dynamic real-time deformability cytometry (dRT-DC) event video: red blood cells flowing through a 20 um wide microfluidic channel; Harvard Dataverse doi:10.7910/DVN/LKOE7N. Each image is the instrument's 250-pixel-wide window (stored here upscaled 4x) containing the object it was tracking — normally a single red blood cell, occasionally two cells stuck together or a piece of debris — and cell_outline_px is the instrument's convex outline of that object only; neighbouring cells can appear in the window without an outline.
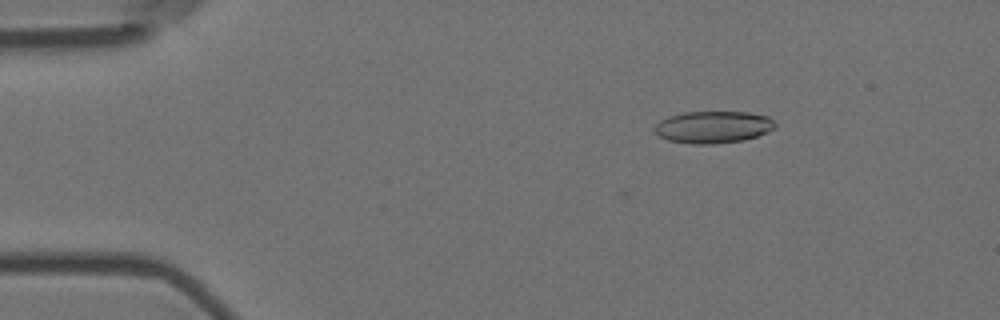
{"species": "Egyptian fruit bat (a non-hibernating species)", "species_latin": "Rousettus aegyptiacus", "temperature_condition": "room temperature", "stored_images_in_passage": 11, "camera_frame_rate_fps": 3000, "um_per_image_px": 0.085, "animal": {"sex": "female"}, "frame": {"image": 1, "passage_image": 3, "time_ms": 0.667, "image_size_px": [1000, 320], "cell_outline_px": [[776, 128], [768, 132], [744, 140], [712, 144], [692, 144], [668, 140], [652, 132], [652, 128], [660, 120], [668, 116], [684, 112], [748, 112], [768, 116], [776, 124]], "centroid_in_image_um": [60.59, 10.8], "position_along_channel_um": 24.4, "area_um2": 22.72}}
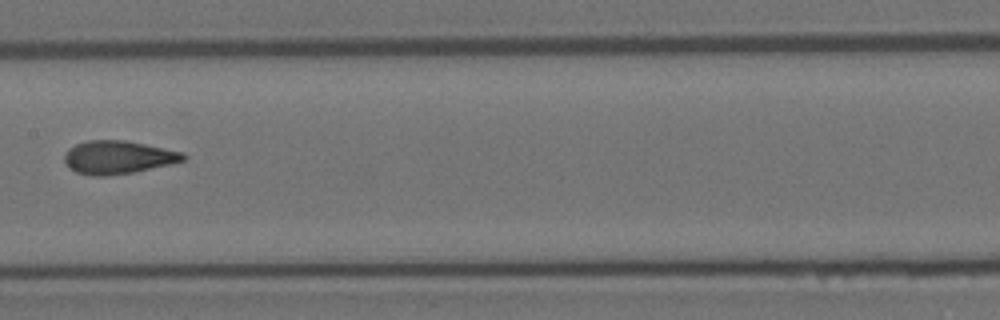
{"frame": {"image": 2, "passage_image": 8, "time_ms": 2.333, "image_size_px": [1000, 320], "cell_outline_px": [[188, 156], [184, 160], [168, 164], [132, 172], [108, 176], [92, 176], [76, 172], [68, 168], [64, 164], [64, 156], [68, 148], [76, 144], [88, 140], [124, 140], [184, 152]], "centroid_in_image_um": [9.98, 13.37], "position_along_channel_um": 197.4, "area_um2": 22.95}}
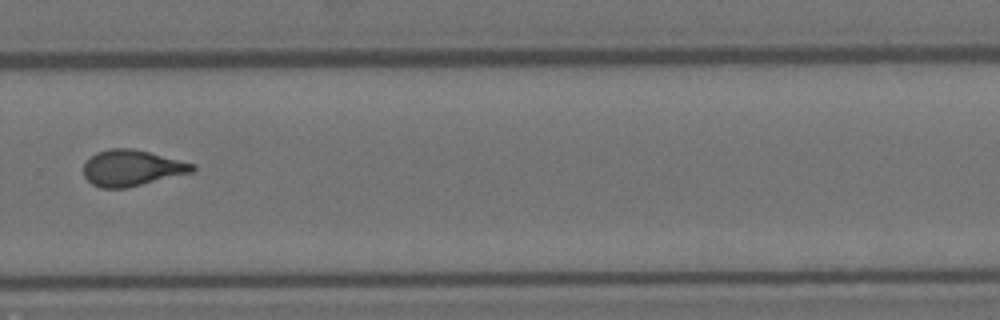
{"frame": {"image": 3, "passage_image": 11, "time_ms": 3.333, "image_size_px": [1000, 320], "cell_outline_px": [[196, 168], [192, 172], [128, 188], [100, 188], [92, 184], [84, 176], [84, 164], [96, 152], [108, 148], [132, 148], [196, 164]], "centroid_in_image_um": [11.2, 14.28], "position_along_channel_um": 318.6, "area_um2": 22.83}}